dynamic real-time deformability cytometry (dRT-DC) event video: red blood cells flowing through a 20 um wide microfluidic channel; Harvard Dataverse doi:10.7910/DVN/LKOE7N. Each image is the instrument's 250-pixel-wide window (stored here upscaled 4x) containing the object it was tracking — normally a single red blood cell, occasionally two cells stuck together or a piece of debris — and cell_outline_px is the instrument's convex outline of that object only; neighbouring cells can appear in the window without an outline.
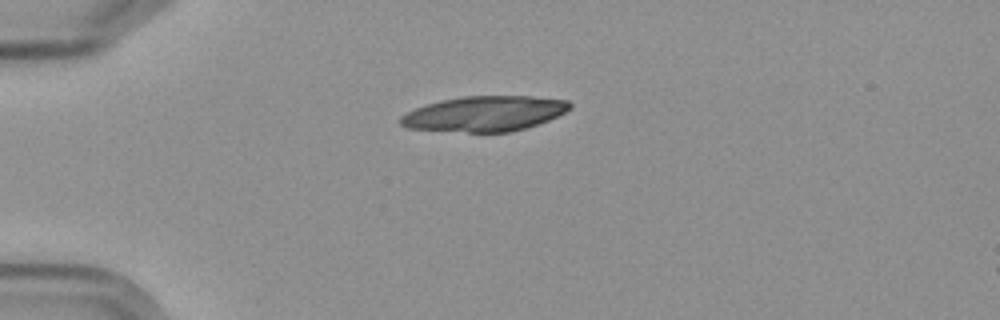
{"species": "Egyptian fruit bat (a non-hibernating species)", "species_latin": "Rousettus aegyptiacus", "temperature_condition": "cold", "stored_images_in_passage": 6, "camera_frame_rate_fps": 3000, "um_per_image_px": 0.085, "frame": {"image": 1, "passage_image": 6, "time_ms": 6.0, "image_size_px": [1000, 320], "cell_outline_px": [[572, 108], [548, 120], [512, 132], [468, 132], [408, 128], [400, 124], [400, 116], [424, 104], [440, 100], [460, 96], [532, 96], [568, 100], [572, 104]], "centroid_in_image_um": [41.18, 9.65], "position_along_channel_um": 43.8, "area_um2": 34.74}}